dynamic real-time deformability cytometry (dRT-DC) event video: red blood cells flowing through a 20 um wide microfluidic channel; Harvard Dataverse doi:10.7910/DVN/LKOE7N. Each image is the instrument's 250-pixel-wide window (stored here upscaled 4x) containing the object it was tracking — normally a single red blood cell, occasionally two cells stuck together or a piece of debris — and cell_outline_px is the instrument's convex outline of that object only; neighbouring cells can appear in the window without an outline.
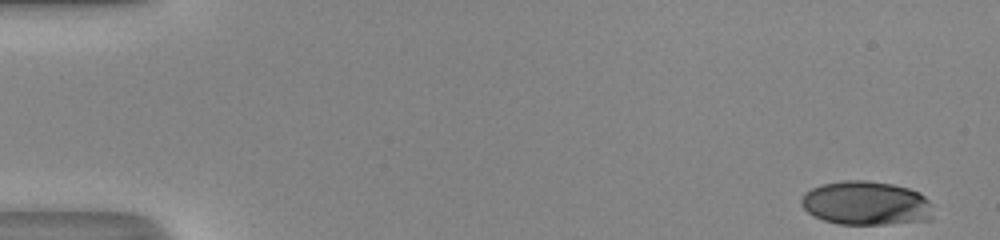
{"species": "human", "species_latin": "Homo sapiens", "temperature_condition": "room temperature", "stored_images_in_passage": 49, "camera_frame_rate_fps": 3000, "um_per_image_px": 0.085, "donor": {"sex": "male"}, "frame": {"image": 1, "passage_image": 1, "time_ms": 0.0, "image_size_px": [1000, 240], "cell_outline_px": [[932, 220], [884, 224], [840, 224], [824, 220], [812, 216], [800, 204], [800, 200], [804, 192], [820, 184], [844, 180], [864, 180], [892, 184], [908, 188], [920, 192], [932, 204]], "centroid_in_image_um": [73.61, 17.27], "position_along_channel_um": 11.4, "area_um2": 34.04}}
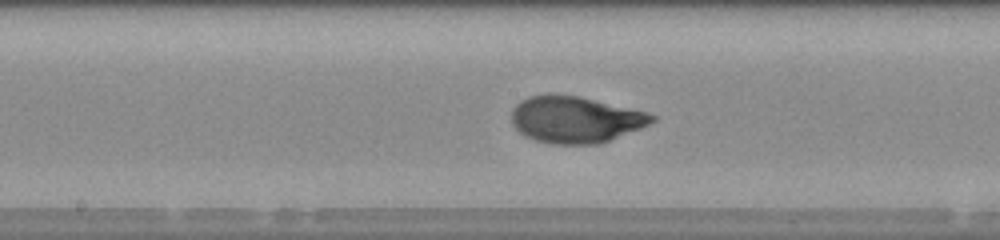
{"frame": {"image": 2, "passage_image": 26, "time_ms": 8.333, "image_size_px": [1000, 240], "cell_outline_px": [[656, 120], [640, 128], [600, 144], [552, 144], [536, 140], [524, 136], [512, 124], [512, 108], [520, 100], [528, 96], [576, 96], [644, 112], [656, 116]], "centroid_in_image_um": [48.87, 10.19], "position_along_channel_um": 199.3, "area_um2": 37.28}}
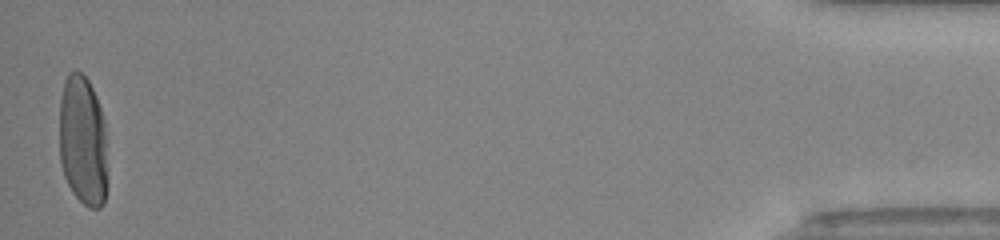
{"frame": {"image": 3, "passage_image": 49, "time_ms": 16.0, "image_size_px": [1000, 240], "cell_outline_px": [[104, 204], [100, 208], [88, 208], [72, 192], [64, 176], [60, 164], [60, 100], [64, 80], [68, 72], [80, 72], [88, 80], [96, 96], [104, 120]], "centroid_in_image_um": [6.99, 11.94], "position_along_channel_um": 428.2, "area_um2": 35.89}, "authors_computed_cell_mechanics": {"area_um2": 36.992, "velocity_mm_per_s": 4.1718, "shape_relaxation_time_tau1_ms": 3.4265, "shape_relaxation_time_tau2_ms": null, "deformation_change_tau1": 0.2216, "deformation_change_tau2": null}}